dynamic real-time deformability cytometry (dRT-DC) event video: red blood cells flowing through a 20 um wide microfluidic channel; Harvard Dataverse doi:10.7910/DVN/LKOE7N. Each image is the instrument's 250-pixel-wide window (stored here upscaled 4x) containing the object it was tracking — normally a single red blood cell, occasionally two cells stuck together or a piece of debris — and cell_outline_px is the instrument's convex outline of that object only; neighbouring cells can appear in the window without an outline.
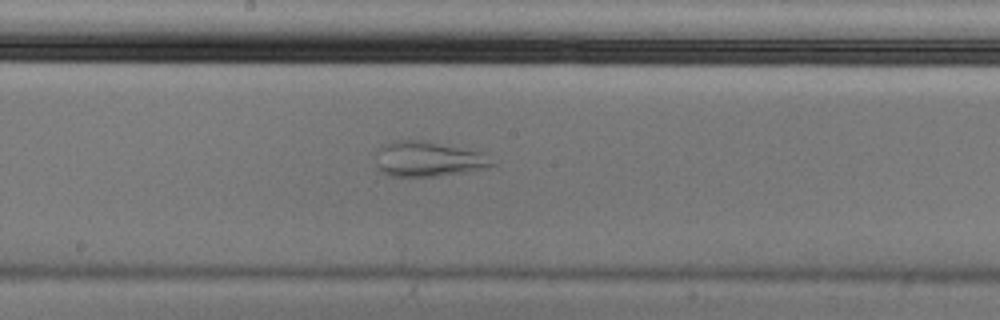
{"species": "Egyptian fruit bat (a non-hibernating species)", "species_latin": "Rousettus aegyptiacus", "temperature_condition": "cold", "stored_images_in_passage": 54, "camera_frame_rate_fps": 3000, "um_per_image_px": 0.085, "animal": {"sex": "male"}, "frame": {"image": 1, "passage_image": 29, "time_ms": 9.333, "image_size_px": [1000, 320], "cell_outline_px": [[496, 164], [488, 168], [464, 172], [436, 176], [388, 176], [380, 172], [376, 164], [376, 152], [384, 144], [396, 140], [424, 140], [488, 152]], "centroid_in_image_um": [36.46, 13.51], "position_along_channel_um": 211.7, "area_um2": 24.39}}
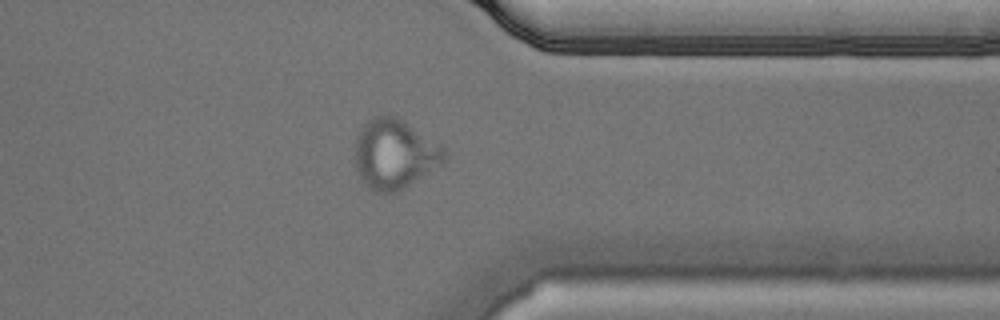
{"frame": {"image": 2, "passage_image": 43, "time_ms": 14.0, "image_size_px": [1000, 320], "cell_outline_px": [[448, 160], [444, 164], [400, 192], [372, 192], [360, 180], [356, 168], [352, 148], [356, 136], [360, 128], [372, 116], [396, 116], [404, 120], [440, 144], [448, 152]], "centroid_in_image_um": [33.54, 13.12], "position_along_channel_um": 377.9, "area_um2": 37.51}}
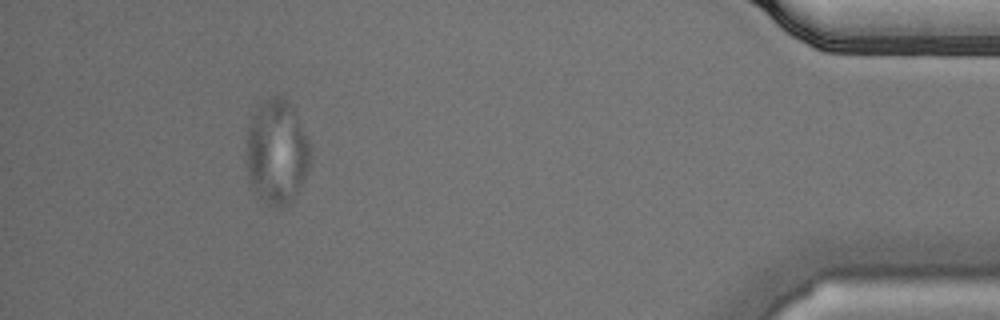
{"frame": {"image": 3, "passage_image": 50, "time_ms": 16.333, "image_size_px": [1000, 320], "cell_outline_px": [[312, 160], [308, 172], [292, 200], [284, 208], [276, 208], [260, 200], [256, 196], [248, 180], [248, 124], [252, 112], [264, 100], [272, 96], [280, 96], [292, 108], [312, 148]], "centroid_in_image_um": [23.53, 12.97], "position_along_channel_um": 411.7, "area_um2": 39.13}}